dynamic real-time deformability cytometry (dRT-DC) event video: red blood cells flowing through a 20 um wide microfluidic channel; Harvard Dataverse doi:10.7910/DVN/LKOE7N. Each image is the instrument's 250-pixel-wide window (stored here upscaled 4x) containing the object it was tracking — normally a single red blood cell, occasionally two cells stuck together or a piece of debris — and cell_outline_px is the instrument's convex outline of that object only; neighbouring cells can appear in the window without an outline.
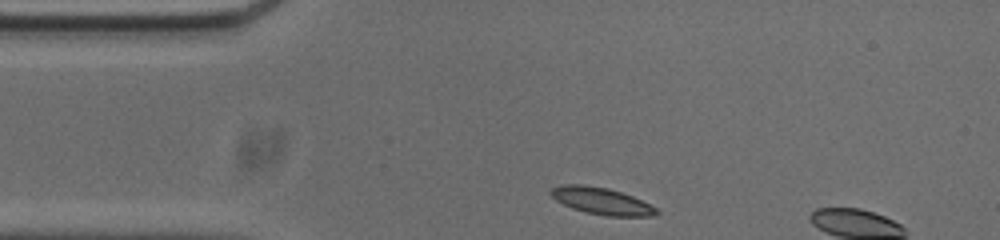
{"species": "common noctule bat (a hibernating species)", "species_latin": "Nyctalus noctula", "temperature_condition": "cold", "stored_images_in_passage": 4, "camera_frame_rate_fps": 3000, "um_per_image_px": 0.085, "animal": {"sex": "male", "body_mass_g": 20.0, "forearm_length_mm": 53.3}, "frame": {"image": 1, "passage_image": 1, "time_ms": 0.0, "image_size_px": [1000, 240], "cell_outline_px": [[660, 212], [652, 216], [608, 216], [584, 212], [572, 208], [556, 200], [548, 192], [552, 188], [564, 184], [580, 184], [608, 188], [632, 196], [656, 208]], "centroid_in_image_um": [51.1, 17.08], "position_along_channel_um": 33.9, "area_um2": 16.36}}